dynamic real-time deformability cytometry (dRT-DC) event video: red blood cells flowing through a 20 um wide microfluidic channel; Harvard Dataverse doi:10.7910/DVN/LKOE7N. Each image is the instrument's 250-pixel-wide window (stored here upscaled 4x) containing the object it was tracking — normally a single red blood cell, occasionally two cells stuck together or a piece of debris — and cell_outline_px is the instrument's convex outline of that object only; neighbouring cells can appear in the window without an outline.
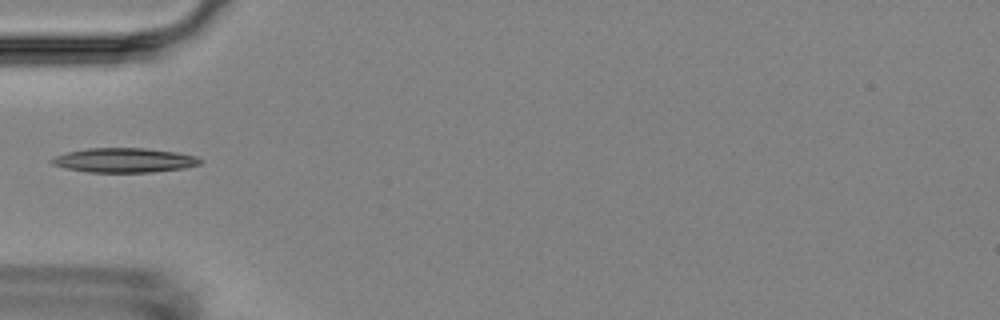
{"species": "Egyptian fruit bat (a non-hibernating species)", "species_latin": "Rousettus aegyptiacus", "temperature_condition": "room temperature", "stored_images_in_passage": 5, "camera_frame_rate_fps": 3000, "um_per_image_px": 0.085, "animal": {"sex": "female"}, "frame": {"image": 1, "passage_image": 5, "time_ms": 5.333, "image_size_px": [1000, 320], "cell_outline_px": [[204, 160], [200, 164], [184, 168], [152, 172], [88, 172], [64, 168], [52, 164], [48, 160], [56, 156], [68, 152], [88, 148], [144, 148], [176, 152], [196, 156]], "centroid_in_image_um": [10.56, 13.62], "position_along_channel_um": 74.4, "area_um2": 21.15}}